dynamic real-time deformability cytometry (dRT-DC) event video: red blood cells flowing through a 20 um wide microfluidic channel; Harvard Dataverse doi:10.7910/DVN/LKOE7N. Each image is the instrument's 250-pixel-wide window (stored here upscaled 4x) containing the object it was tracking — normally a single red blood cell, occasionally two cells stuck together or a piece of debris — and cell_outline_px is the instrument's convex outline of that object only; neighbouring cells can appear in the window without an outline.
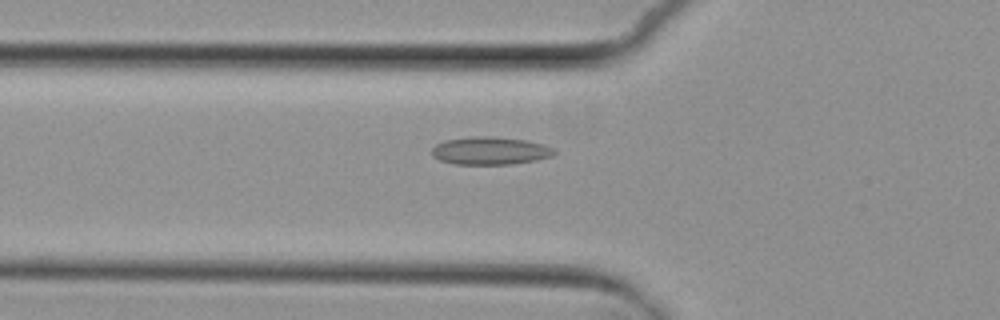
{"species": "common noctule bat (a hibernating species)", "species_latin": "Nyctalus noctula", "temperature_condition": "cold", "stored_images_in_passage": 6, "camera_frame_rate_fps": 3000, "um_per_image_px": 0.085, "animal": {"sex": "female", "body_mass_g": 29.2, "forearm_length_mm": 56.3}, "frame": {"image": 1, "passage_image": 6, "time_ms": 7.667, "image_size_px": [1000, 320], "cell_outline_px": [[556, 152], [552, 156], [536, 160], [512, 164], [456, 164], [440, 160], [432, 156], [432, 148], [436, 144], [444, 140], [472, 136], [492, 136], [524, 140], [544, 144], [552, 148]], "centroid_in_image_um": [41.64, 12.81], "position_along_channel_um": 84.2, "area_um2": 19.83}}